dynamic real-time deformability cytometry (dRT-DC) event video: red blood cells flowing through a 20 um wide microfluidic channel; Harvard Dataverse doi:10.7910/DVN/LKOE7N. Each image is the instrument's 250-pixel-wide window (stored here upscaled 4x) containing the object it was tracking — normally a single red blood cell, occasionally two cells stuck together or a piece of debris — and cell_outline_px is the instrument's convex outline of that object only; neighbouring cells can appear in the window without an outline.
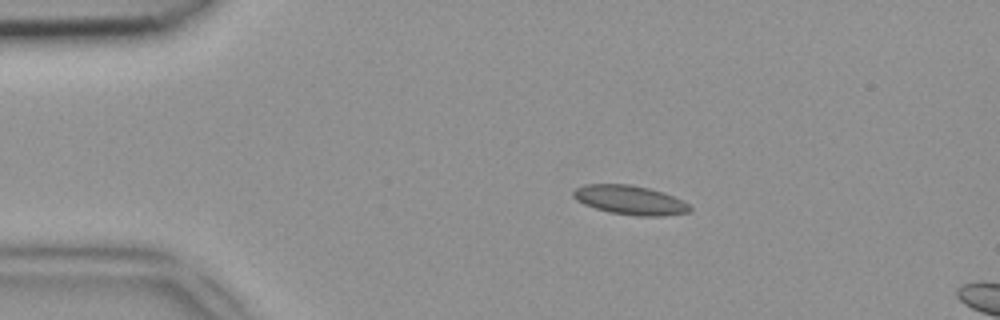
{"species": "common noctule bat (a hibernating species)", "species_latin": "Nyctalus noctula", "temperature_condition": "room temperature", "stored_images_in_passage": 5, "camera_frame_rate_fps": 3000, "um_per_image_px": 0.085, "animal": {"sex": "female", "body_mass_g": 18.4}, "frame": {"image": 1, "passage_image": 1, "time_ms": 0.0, "image_size_px": [1000, 320], "cell_outline_px": [[692, 208], [688, 212], [664, 216], [640, 216], [608, 212], [584, 204], [576, 200], [572, 196], [572, 192], [576, 188], [584, 184], [628, 184], [648, 188], [664, 192], [688, 204]], "centroid_in_image_um": [53.52, 17.0], "position_along_channel_um": 31.5, "area_um2": 19.71}}